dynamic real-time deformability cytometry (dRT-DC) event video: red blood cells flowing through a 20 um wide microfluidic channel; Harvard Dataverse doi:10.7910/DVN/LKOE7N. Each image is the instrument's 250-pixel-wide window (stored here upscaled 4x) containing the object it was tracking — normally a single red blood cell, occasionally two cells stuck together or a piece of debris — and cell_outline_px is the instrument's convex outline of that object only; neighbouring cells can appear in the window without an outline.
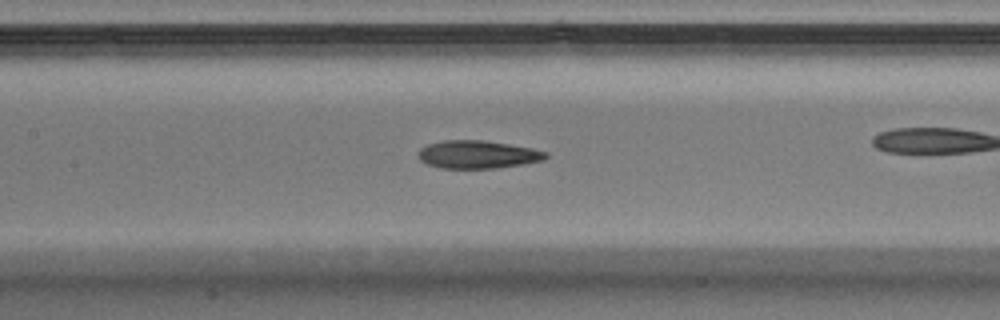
{"species": "Egyptian fruit bat (a non-hibernating species)", "species_latin": "Rousettus aegyptiacus", "temperature_condition": "warm", "stored_images_in_passage": 31, "camera_frame_rate_fps": 3000, "um_per_image_px": 0.085, "animal": {"sex": "male"}, "frame": {"image": 1, "passage_image": 14, "time_ms": 4.333, "image_size_px": [1000, 320], "cell_outline_px": [[548, 156], [544, 160], [524, 164], [496, 168], [440, 168], [428, 164], [420, 160], [420, 148], [428, 144], [444, 140], [484, 140], [532, 148], [548, 152]], "centroid_in_image_um": [40.64, 13.13], "position_along_channel_um": 166.8, "area_um2": 20.69}}